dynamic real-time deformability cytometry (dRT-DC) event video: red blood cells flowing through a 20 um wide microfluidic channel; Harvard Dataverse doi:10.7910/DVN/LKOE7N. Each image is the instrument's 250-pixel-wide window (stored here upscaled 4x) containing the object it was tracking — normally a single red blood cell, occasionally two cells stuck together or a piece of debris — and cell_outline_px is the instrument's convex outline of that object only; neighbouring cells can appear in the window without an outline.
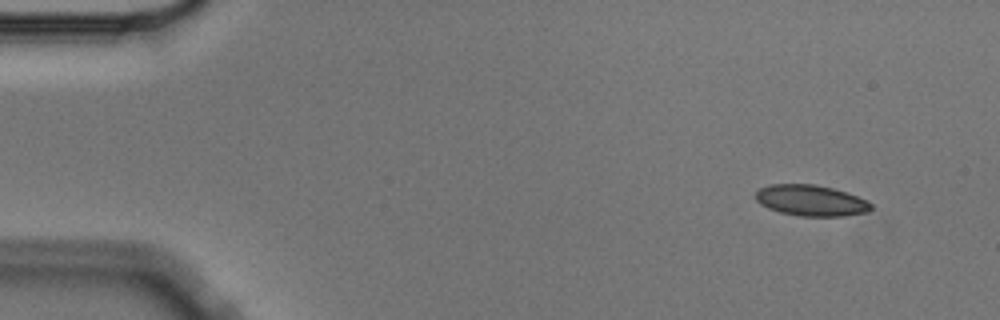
{"species": "Egyptian fruit bat (a non-hibernating species)", "species_latin": "Rousettus aegyptiacus", "temperature_condition": "cold", "stored_images_in_passage": 4, "camera_frame_rate_fps": 3000, "um_per_image_px": 0.085, "animal": {"sex": "male"}, "frame": {"image": 1, "passage_image": 1, "time_ms": 0.0, "image_size_px": [1000, 320], "cell_outline_px": [[872, 208], [868, 212], [844, 216], [800, 216], [780, 212], [768, 208], [760, 204], [756, 200], [756, 192], [760, 188], [768, 184], [816, 184], [832, 188], [868, 200], [872, 204]], "centroid_in_image_um": [68.93, 17.04], "position_along_channel_um": 16.1, "area_um2": 20.87}}